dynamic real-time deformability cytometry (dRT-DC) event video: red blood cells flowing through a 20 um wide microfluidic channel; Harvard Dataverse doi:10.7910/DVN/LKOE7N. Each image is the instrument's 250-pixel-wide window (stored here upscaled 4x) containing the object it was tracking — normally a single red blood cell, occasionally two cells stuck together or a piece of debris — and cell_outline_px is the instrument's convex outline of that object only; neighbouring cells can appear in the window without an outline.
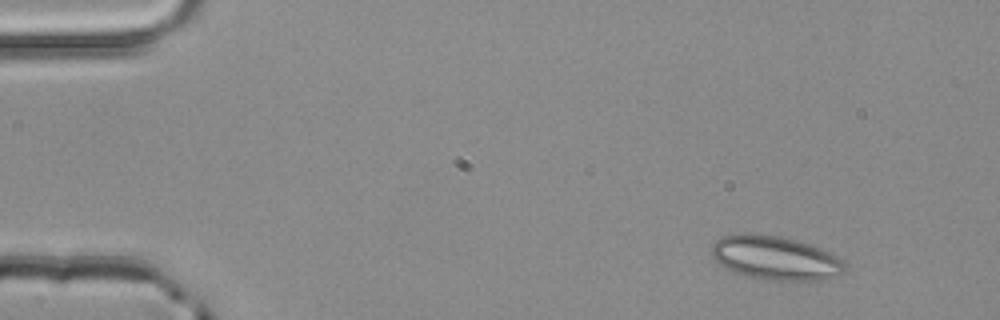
{"species": "common noctule bat (a hibernating species)", "species_latin": "Nyctalus noctula", "temperature_condition": "room temperature", "stored_images_in_passage": 3, "camera_frame_rate_fps": 3000, "um_per_image_px": 0.085, "animal": {"sex": "male", "body_mass_g": 20.4}, "frame": {"image": 1, "passage_image": 3, "time_ms": 0.667, "image_size_px": [1000, 320], "cell_outline_px": [[844, 272], [840, 276], [820, 280], [772, 280], [748, 276], [724, 268], [712, 256], [712, 244], [716, 240], [724, 236], [740, 232], [752, 232], [780, 236], [796, 240], [820, 248], [844, 260]], "centroid_in_image_um": [65.9, 21.91], "position_along_channel_um": 19.1, "area_um2": 34.16}}